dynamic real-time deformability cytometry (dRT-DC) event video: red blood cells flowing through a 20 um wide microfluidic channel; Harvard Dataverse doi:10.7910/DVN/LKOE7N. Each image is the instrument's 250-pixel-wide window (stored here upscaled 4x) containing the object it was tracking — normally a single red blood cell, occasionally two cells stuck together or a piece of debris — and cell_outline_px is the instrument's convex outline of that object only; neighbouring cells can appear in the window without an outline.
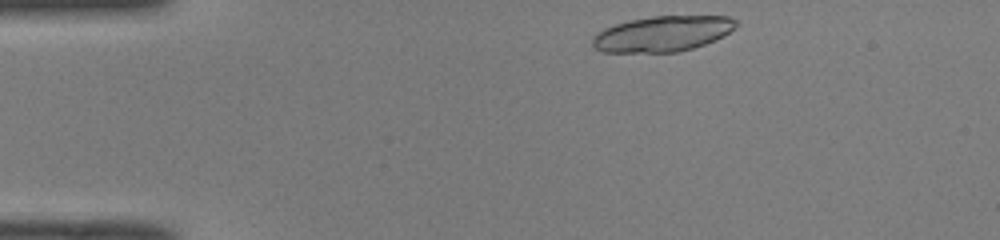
{"species": "common noctule bat (a hibernating species)", "species_latin": "Nyctalus noctula", "temperature_condition": "room temperature", "stored_images_in_passage": 42, "camera_frame_rate_fps": 3000, "um_per_image_px": 0.085, "animal": {"sex": "male", "body_mass_g": 19.0, "forearm_length_mm": 50.8}, "frame": {"image": 1, "passage_image": 1, "time_ms": 0.0, "image_size_px": [1000, 240], "cell_outline_px": [[740, 24], [724, 36], [716, 40], [692, 48], [676, 52], [604, 52], [592, 48], [592, 36], [604, 28], [628, 20], [652, 16], [728, 16], [736, 20]], "centroid_in_image_um": [56.31, 2.87], "position_along_channel_um": 28.7, "area_um2": 29.94}}